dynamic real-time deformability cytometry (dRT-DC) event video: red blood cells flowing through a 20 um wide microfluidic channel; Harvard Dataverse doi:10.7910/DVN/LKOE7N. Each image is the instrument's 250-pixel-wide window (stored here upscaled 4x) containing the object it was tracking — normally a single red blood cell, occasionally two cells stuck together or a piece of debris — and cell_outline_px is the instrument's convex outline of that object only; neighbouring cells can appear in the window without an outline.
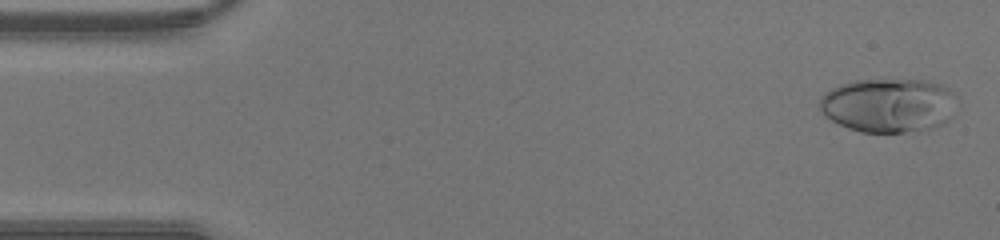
{"species": "human", "species_latin": "Homo sapiens", "temperature_condition": "warm", "stored_images_in_passage": 44, "camera_frame_rate_fps": 3000, "um_per_image_px": 0.085, "donor": {"sex": "male"}, "frame": {"image": 1, "passage_image": 1, "time_ms": 0.0, "image_size_px": [1000, 240], "cell_outline_px": [[960, 96], [952, 116], [944, 124], [932, 128], [904, 132], [860, 132], [848, 128], [832, 120], [820, 108], [820, 96], [824, 92], [840, 84], [856, 80], [928, 80], [940, 84], [956, 92]], "centroid_in_image_um": [75.61, 8.93], "position_along_channel_um": 9.4, "area_um2": 43.75}}
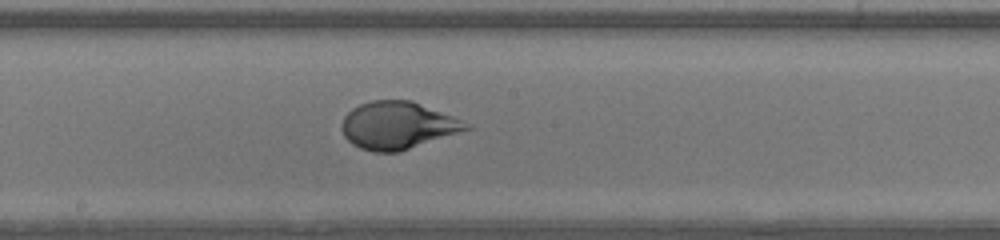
{"frame": {"image": 2, "passage_image": 23, "time_ms": 7.333, "image_size_px": [1000, 240], "cell_outline_px": [[472, 128], [400, 152], [372, 152], [360, 148], [352, 144], [344, 136], [340, 128], [344, 116], [352, 108], [360, 104], [372, 100], [412, 100], [472, 124]], "centroid_in_image_um": [33.79, 10.66], "position_along_channel_um": 214.4, "area_um2": 34.51}}
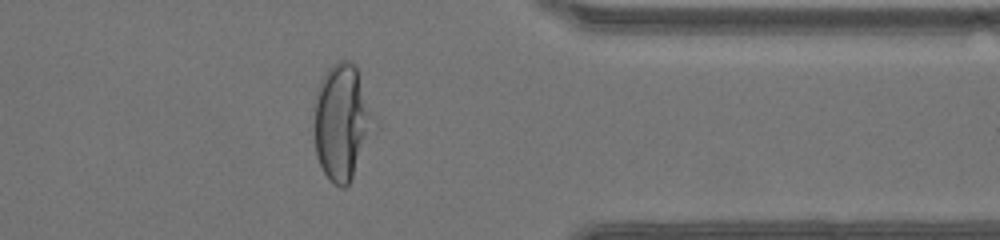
{"frame": {"image": 3, "passage_image": 35, "time_ms": 11.333, "image_size_px": [1000, 240], "cell_outline_px": [[372, 124], [352, 176], [348, 184], [344, 188], [340, 188], [324, 172], [316, 156], [316, 92], [320, 80], [328, 68], [336, 60], [348, 60], [356, 64]], "centroid_in_image_um": [28.98, 10.31], "position_along_channel_um": 382.4, "area_um2": 37.86}}